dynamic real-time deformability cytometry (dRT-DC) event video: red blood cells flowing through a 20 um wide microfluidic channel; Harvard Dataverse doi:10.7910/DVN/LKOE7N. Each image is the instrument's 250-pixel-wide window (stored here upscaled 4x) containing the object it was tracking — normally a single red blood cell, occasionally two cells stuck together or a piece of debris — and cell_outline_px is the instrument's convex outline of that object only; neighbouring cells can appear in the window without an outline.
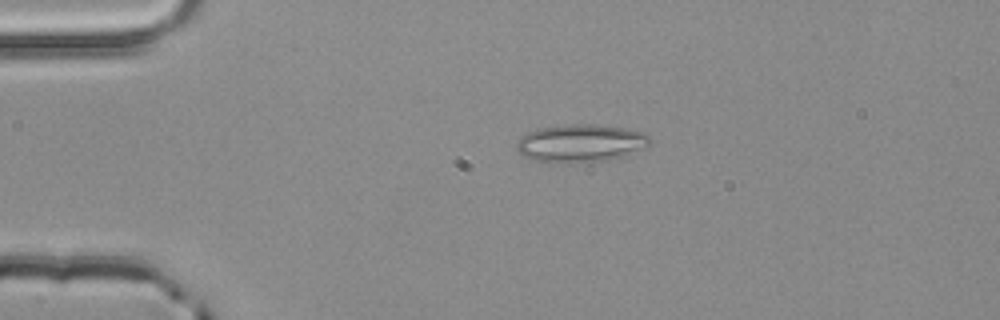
{"species": "common noctule bat (a hibernating species)", "species_latin": "Nyctalus noctula", "temperature_condition": "room temperature", "stored_images_in_passage": 46, "camera_frame_rate_fps": 3000, "um_per_image_px": 0.085, "animal": {"sex": "male", "body_mass_g": 20.4}, "frame": {"image": 1, "passage_image": 5, "time_ms": 1.333, "image_size_px": [1000, 320], "cell_outline_px": [[652, 140], [644, 148], [624, 156], [608, 160], [588, 164], [552, 164], [532, 160], [516, 152], [516, 140], [520, 136], [528, 132], [540, 128], [568, 124], [596, 124], [628, 128], [644, 132]], "centroid_in_image_um": [49.32, 12.21], "position_along_channel_um": 35.7, "area_um2": 30.46}}
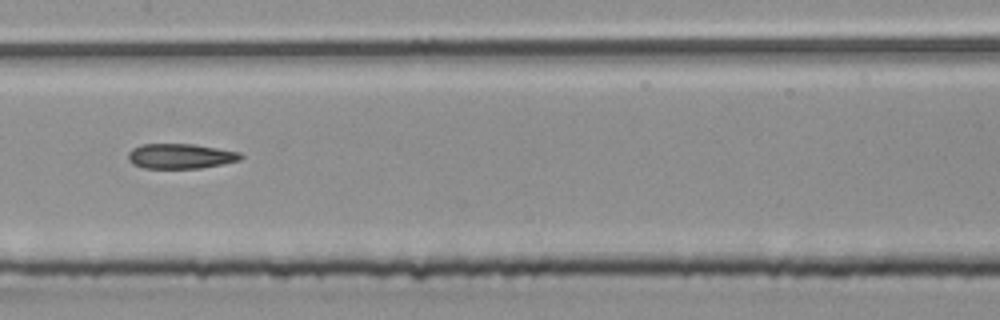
{"frame": {"image": 2, "passage_image": 20, "time_ms": 6.333, "image_size_px": [1000, 320], "cell_outline_px": [[244, 156], [240, 160], [200, 168], [144, 168], [132, 164], [128, 160], [128, 152], [132, 148], [140, 144], [196, 144], [240, 152]], "centroid_in_image_um": [15.32, 13.26], "position_along_channel_um": 192.1, "area_um2": 16.47}}
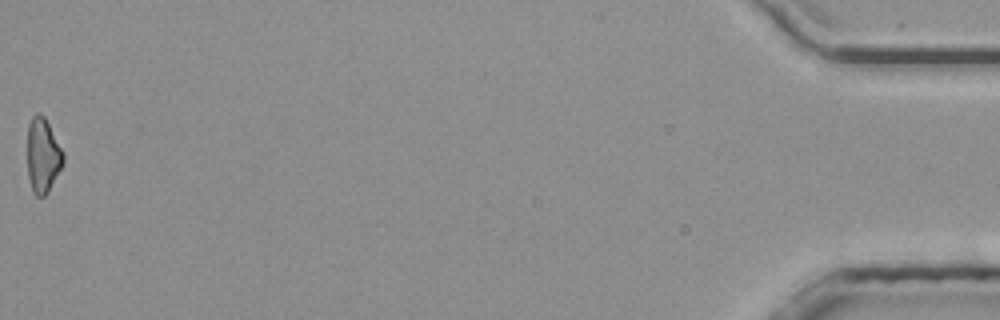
{"frame": {"image": 3, "passage_image": 46, "time_ms": 15.0, "image_size_px": [1000, 320], "cell_outline_px": [[64, 160], [48, 192], [44, 196], [36, 196], [32, 192], [28, 176], [28, 124], [32, 116], [36, 112], [40, 112], [44, 116], [64, 152]], "centroid_in_image_um": [3.63, 13.19], "position_along_channel_um": 431.6, "area_um2": 15.55}, "authors_computed_cell_mechanics": {"area_um2": 16.762, "velocity_mm_per_s": 3.9734, "shape_relaxation_time_tau1_ms": 9.9845, "shape_relaxation_time_tau2_ms": 5.8803, "deformation_change_tau1": 0.1877, "deformation_change_tau2": 0.1656}}